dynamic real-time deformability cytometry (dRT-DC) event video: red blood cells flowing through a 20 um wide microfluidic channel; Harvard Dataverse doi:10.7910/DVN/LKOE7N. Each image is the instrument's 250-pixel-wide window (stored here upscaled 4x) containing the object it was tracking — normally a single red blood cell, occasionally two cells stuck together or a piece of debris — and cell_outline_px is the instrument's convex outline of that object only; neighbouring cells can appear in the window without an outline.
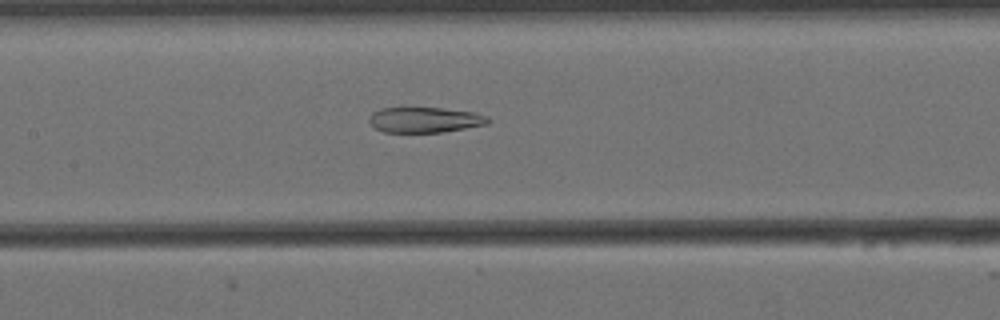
{"species": "Egyptian fruit bat (a non-hibernating species)", "species_latin": "Rousettus aegyptiacus", "temperature_condition": "cold", "stored_images_in_passage": 58, "camera_frame_rate_fps": 3000, "um_per_image_px": 0.085, "animal": {"sex": "female"}, "frame": {"image": 1, "passage_image": 26, "time_ms": 8.333, "image_size_px": [1000, 320], "cell_outline_px": [[492, 120], [488, 124], [444, 132], [384, 132], [376, 128], [368, 120], [368, 116], [372, 112], [380, 108], [404, 104], [476, 112], [488, 116]], "centroid_in_image_um": [36.07, 10.13], "position_along_channel_um": 171.3, "area_um2": 18.61}}
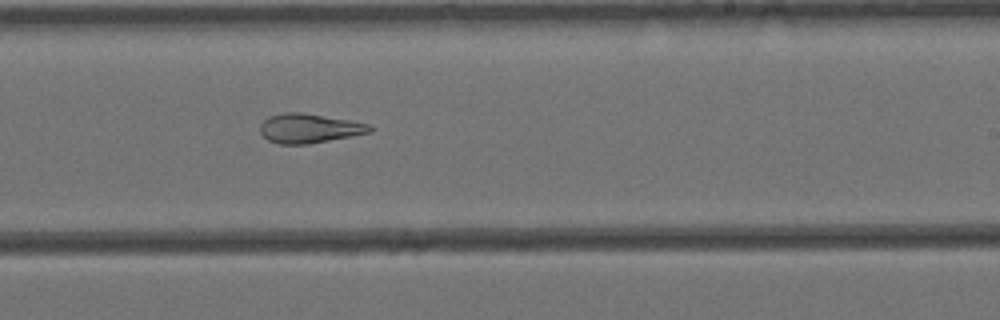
{"frame": {"image": 2, "passage_image": 34, "time_ms": 11.0, "image_size_px": [1000, 320], "cell_outline_px": [[372, 132], [352, 136], [308, 144], [280, 144], [268, 140], [260, 132], [260, 124], [268, 116], [284, 112], [304, 112], [372, 124]], "centroid_in_image_um": [26.29, 10.9], "position_along_channel_um": 262.7, "area_um2": 18.9}}
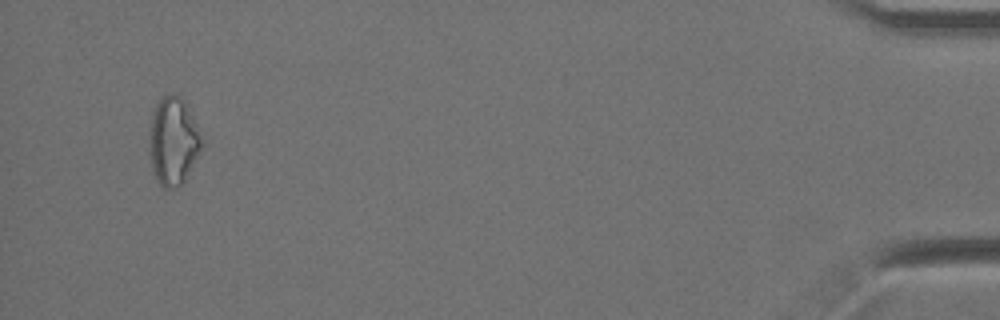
{"frame": {"image": 3, "passage_image": 55, "time_ms": 18.0, "image_size_px": [1000, 320], "cell_outline_px": [[200, 148], [184, 180], [176, 188], [164, 188], [156, 180], [152, 172], [148, 152], [152, 108], [164, 96], [172, 92], [180, 96], [192, 120], [200, 140]], "centroid_in_image_um": [14.61, 12.02], "position_along_channel_um": 420.6, "area_um2": 25.95}, "authors_computed_cell_mechanics": {"area_um2": 22.7443, "velocity_mm_per_s": 3.454, "shape_relaxation_time_tau1_ms": null, "shape_relaxation_time_tau2_ms": 3.6127, "deformation_change_tau1": null, "deformation_change_tau2": 0.1337}}